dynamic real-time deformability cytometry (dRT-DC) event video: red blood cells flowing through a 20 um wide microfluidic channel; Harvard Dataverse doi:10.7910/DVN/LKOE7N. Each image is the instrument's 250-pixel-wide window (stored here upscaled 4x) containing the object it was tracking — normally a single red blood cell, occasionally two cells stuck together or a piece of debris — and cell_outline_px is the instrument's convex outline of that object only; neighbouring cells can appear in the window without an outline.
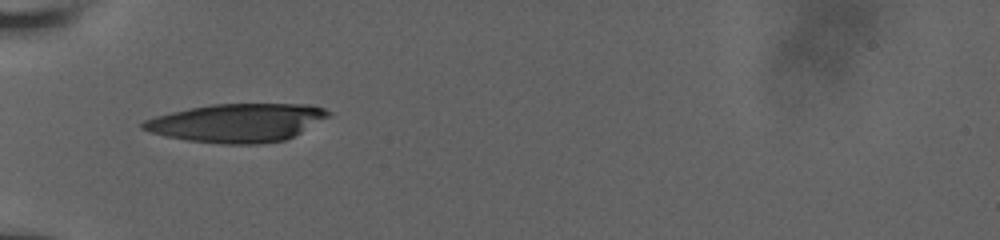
{"species": "human", "species_latin": "Homo sapiens", "temperature_condition": "room temperature", "stored_images_in_passage": 13, "camera_frame_rate_fps": 3000, "um_per_image_px": 0.085, "donor": {"sex": "male"}, "frame": {"image": 1, "passage_image": 1, "time_ms": 0.0, "image_size_px": [1000, 240], "cell_outline_px": [[332, 112], [328, 116], [300, 132], [284, 140], [260, 144], [220, 144], [188, 140], [164, 136], [140, 128], [140, 124], [144, 120], [156, 116], [172, 112], [212, 104], [308, 104], [324, 108]], "centroid_in_image_um": [20.13, 10.44], "position_along_channel_um": 64.9, "area_um2": 41.1}}
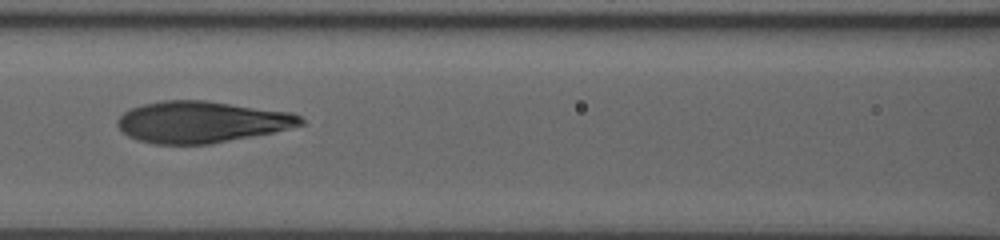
{"frame": {"image": 2, "passage_image": 9, "time_ms": 2.333, "image_size_px": [1000, 240], "cell_outline_px": [[304, 124], [272, 132], [252, 136], [208, 144], [152, 144], [136, 140], [128, 136], [116, 124], [116, 120], [124, 112], [132, 108], [144, 104], [164, 100], [204, 100], [292, 112], [300, 116], [304, 120]], "centroid_in_image_um": [17.11, 10.36], "position_along_channel_um": 149.5, "area_um2": 44.1}}
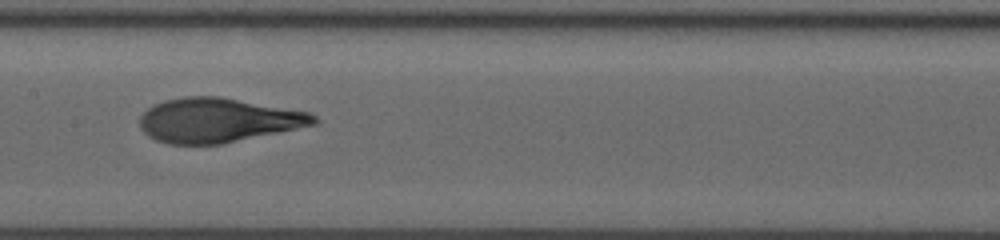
{"frame": {"image": 3, "passage_image": 12, "time_ms": 3.333, "image_size_px": [1000, 240], "cell_outline_px": [[320, 124], [220, 144], [168, 144], [156, 140], [148, 136], [140, 128], [140, 116], [148, 108], [164, 100], [184, 96], [220, 96], [312, 112], [320, 120]], "centroid_in_image_um": [18.58, 10.21], "position_along_channel_um": 188.8, "area_um2": 45.37}}